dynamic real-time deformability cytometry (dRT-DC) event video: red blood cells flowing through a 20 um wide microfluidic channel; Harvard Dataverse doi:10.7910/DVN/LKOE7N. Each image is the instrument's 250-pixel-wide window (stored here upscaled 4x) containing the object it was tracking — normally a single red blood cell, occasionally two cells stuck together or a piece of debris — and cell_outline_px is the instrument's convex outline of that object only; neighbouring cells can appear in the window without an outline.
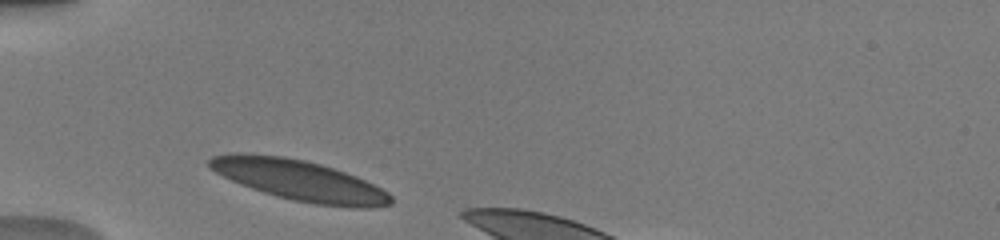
{"species": "human", "species_latin": "Homo sapiens", "temperature_condition": "warm", "stored_images_in_passage": 6, "segment_of_instrument_passage": [1, 2], "camera_frame_rate_fps": 3000, "um_per_image_px": 0.085, "donor": {"sex": "male"}, "frame": {"image": 1, "passage_image": 1, "time_ms": 0.0, "image_size_px": [1000, 240], "cell_outline_px": [[392, 204], [372, 208], [356, 208], [316, 204], [292, 200], [264, 192], [240, 184], [208, 168], [208, 160], [212, 156], [240, 152], [244, 152], [284, 156], [304, 160], [320, 164], [356, 176], [388, 192], [392, 196]], "centroid_in_image_um": [25.44, 15.32], "position_along_channel_um": 59.6, "area_um2": 42.77}}
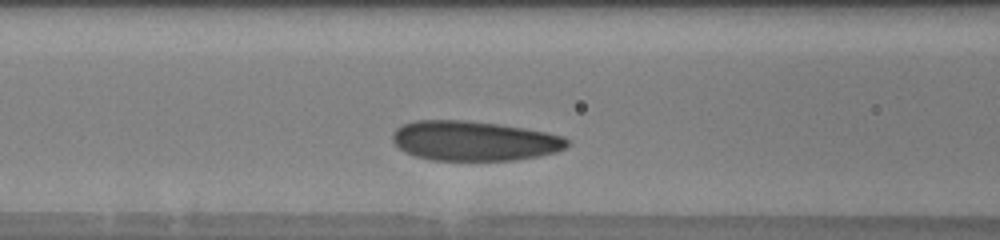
{"frame": {"image": 2, "passage_image": 4, "time_ms": 2.0, "image_size_px": [1000, 240], "cell_outline_px": [[568, 144], [564, 148], [556, 152], [516, 160], [432, 160], [416, 156], [404, 152], [392, 140], [392, 132], [396, 128], [404, 124], [416, 120], [468, 120], [500, 124], [524, 128], [564, 136], [568, 140]], "centroid_in_image_um": [40.27, 11.96], "position_along_channel_um": 126.3, "area_um2": 40.46}}